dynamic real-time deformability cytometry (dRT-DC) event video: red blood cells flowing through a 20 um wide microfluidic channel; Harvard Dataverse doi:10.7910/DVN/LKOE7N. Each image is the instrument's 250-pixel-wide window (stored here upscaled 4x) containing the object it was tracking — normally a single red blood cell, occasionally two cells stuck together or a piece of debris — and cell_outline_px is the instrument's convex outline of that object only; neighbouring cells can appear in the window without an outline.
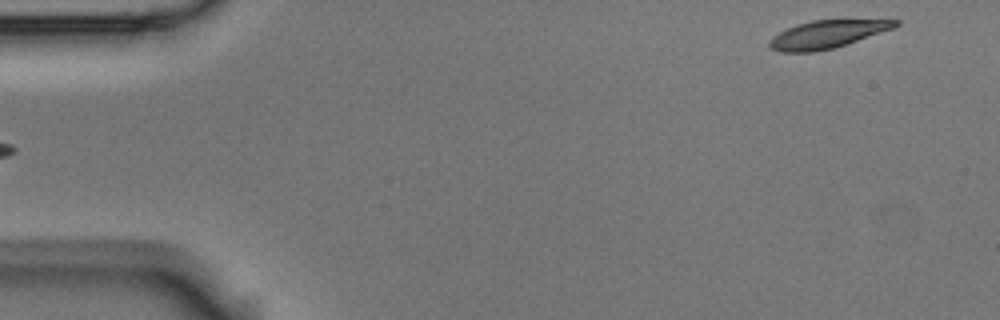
{"species": "Egyptian fruit bat (a non-hibernating species)", "species_latin": "Rousettus aegyptiacus", "temperature_condition": "room temperature", "stored_images_in_passage": 6, "camera_frame_rate_fps": 3000, "um_per_image_px": 0.085, "animal": {"sex": "male"}, "frame": {"image": 1, "passage_image": 6, "time_ms": 1.667, "image_size_px": [1000, 320], "cell_outline_px": [[900, 24], [896, 28], [832, 48], [812, 52], [780, 52], [768, 48], [768, 40], [772, 36], [788, 28], [812, 20], [900, 20]], "centroid_in_image_um": [70.29, 2.92], "position_along_channel_um": 14.7, "area_um2": 20.23}}